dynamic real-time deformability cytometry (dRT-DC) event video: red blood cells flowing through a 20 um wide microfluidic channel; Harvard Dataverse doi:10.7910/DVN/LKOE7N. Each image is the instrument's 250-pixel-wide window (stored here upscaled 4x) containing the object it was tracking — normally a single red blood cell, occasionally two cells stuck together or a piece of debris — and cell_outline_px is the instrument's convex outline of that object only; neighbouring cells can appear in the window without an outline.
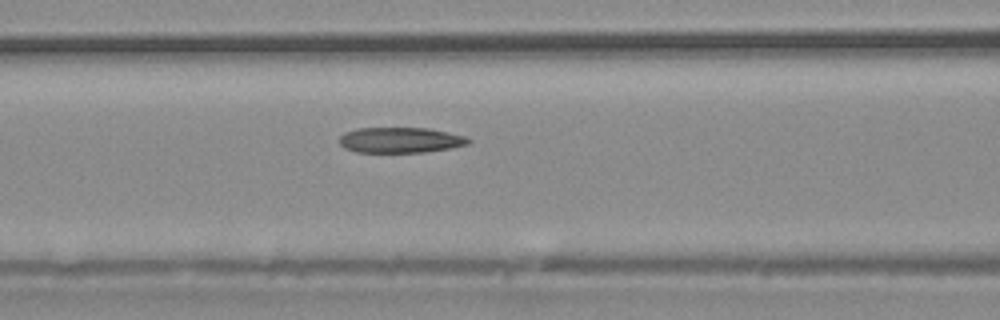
{"species": "common noctule bat (a hibernating species)", "species_latin": "Nyctalus noctula", "temperature_condition": "warm", "stored_images_in_passage": 31, "camera_frame_rate_fps": 3000, "um_per_image_px": 0.085, "animal": {"sex": "male", "body_mass_g": 20.4}, "frame": {"image": 1, "passage_image": 8, "time_ms": 2.333, "image_size_px": [1000, 320], "cell_outline_px": [[472, 140], [468, 144], [452, 148], [424, 152], [356, 152], [344, 148], [340, 144], [340, 136], [344, 132], [356, 128], [428, 128], [464, 136]], "centroid_in_image_um": [34.01, 11.91], "position_along_channel_um": 132.6, "area_um2": 19.19}}
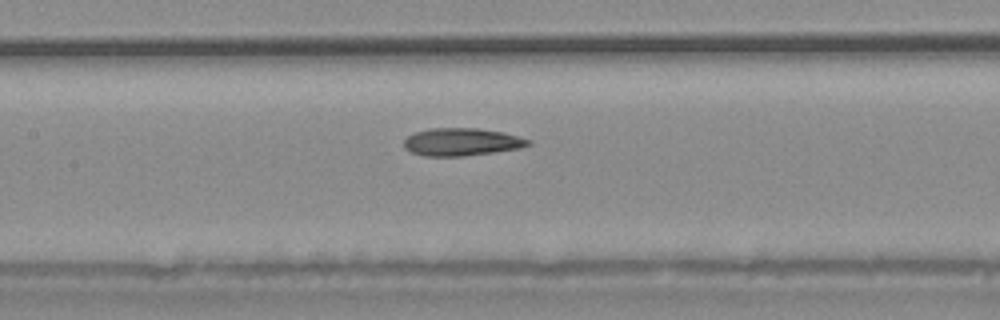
{"frame": {"image": 2, "passage_image": 10, "time_ms": 3.0, "image_size_px": [1000, 320], "cell_outline_px": [[532, 144], [520, 148], [464, 156], [424, 156], [412, 152], [404, 148], [404, 140], [408, 136], [416, 132], [432, 128], [476, 128], [504, 132], [532, 140]], "centroid_in_image_um": [39.26, 12.06], "position_along_channel_um": 168.1, "area_um2": 20.0}}
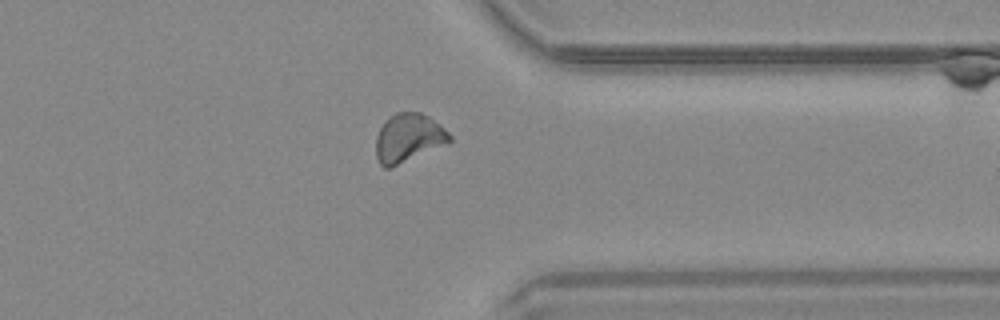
{"frame": {"image": 3, "passage_image": 22, "time_ms": 7.0, "image_size_px": [1000, 320], "cell_outline_px": [[452, 140], [448, 144], [392, 168], [384, 168], [380, 164], [376, 156], [376, 136], [380, 128], [396, 112], [420, 112], [428, 116], [440, 124], [452, 136]], "centroid_in_image_um": [34.74, 11.76], "position_along_channel_um": 376.7, "area_um2": 20.98}}